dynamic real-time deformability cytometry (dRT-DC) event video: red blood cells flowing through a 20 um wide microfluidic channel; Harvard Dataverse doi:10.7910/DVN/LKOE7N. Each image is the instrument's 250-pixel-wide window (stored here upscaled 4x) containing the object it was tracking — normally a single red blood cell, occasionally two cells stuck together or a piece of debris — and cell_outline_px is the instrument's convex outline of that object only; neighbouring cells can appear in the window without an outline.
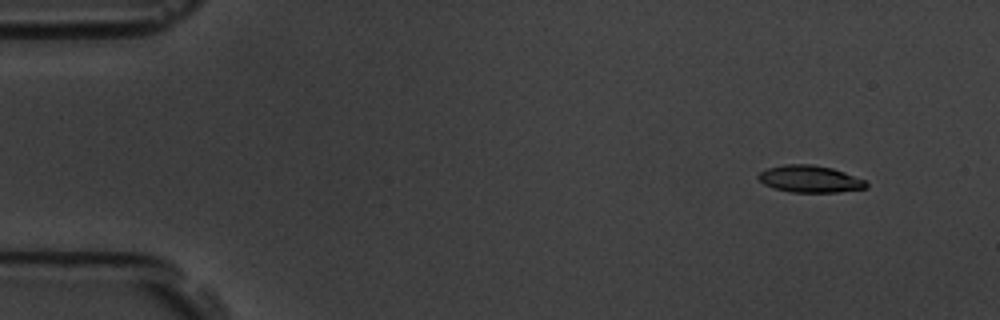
{"species": "common noctule bat (a hibernating species)", "species_latin": "Nyctalus noctula", "temperature_condition": "room temperature", "stored_images_in_passage": 56, "camera_frame_rate_fps": 3000, "um_per_image_px": 0.085, "animal": {"sex": "male", "body_mass_g": 19.5, "forearm_length_mm": 54.6}, "frame": {"image": 1, "passage_image": 4, "time_ms": 1.0, "image_size_px": [1000, 320], "cell_outline_px": [[868, 188], [836, 192], [792, 192], [776, 188], [764, 184], [756, 176], [760, 172], [768, 168], [784, 164], [812, 164], [832, 168], [868, 180]], "centroid_in_image_um": [68.89, 15.2], "position_along_channel_um": 16.1, "area_um2": 16.99}}
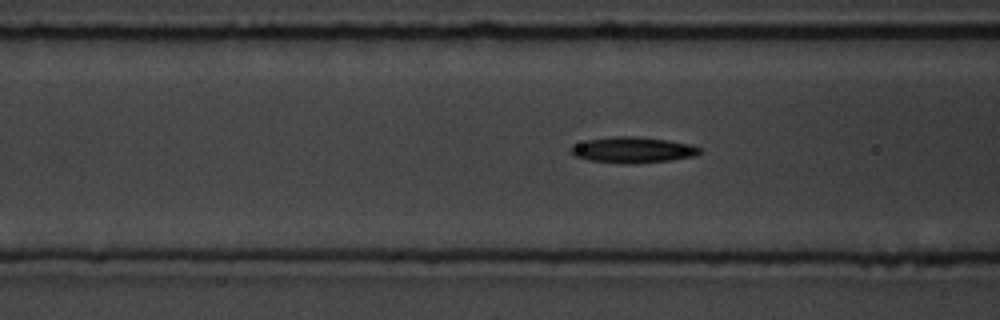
{"frame": {"image": 2, "passage_image": 21, "time_ms": 6.667, "image_size_px": [1000, 320], "cell_outline_px": [[700, 152], [696, 156], [668, 160], [628, 164], [620, 164], [588, 160], [576, 156], [568, 148], [588, 140], [616, 136], [636, 136], [668, 140], [692, 144], [700, 148]], "centroid_in_image_um": [53.81, 12.74], "position_along_channel_um": 112.8, "area_um2": 19.31}}
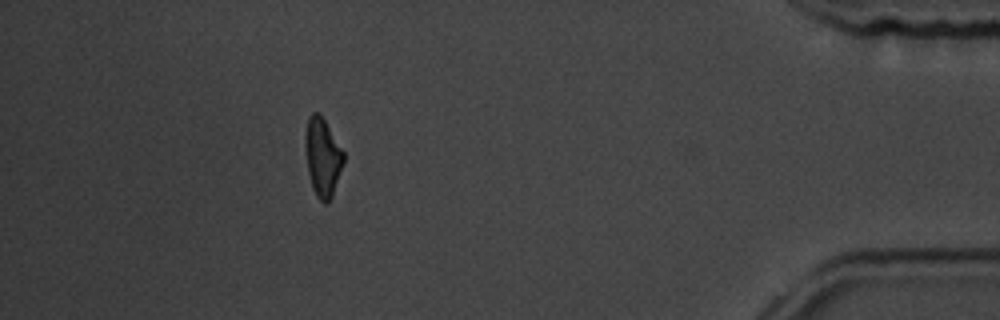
{"frame": {"image": 3, "passage_image": 50, "time_ms": 16.333, "image_size_px": [1000, 320], "cell_outline_px": [[344, 164], [332, 196], [328, 204], [324, 204], [316, 196], [312, 188], [308, 172], [304, 144], [304, 136], [308, 116], [312, 112], [320, 112], [344, 152]], "centroid_in_image_um": [27.41, 13.35], "position_along_channel_um": 407.8, "area_um2": 17.86}, "authors_computed_cell_mechanics": {"area_um2": 18.2359, "velocity_mm_per_s": 3.5984, "shape_relaxation_time_tau1_ms": 3.0049, "shape_relaxation_time_tau2_ms": 5.7701, "deformation_change_tau1": 0.1771, "deformation_change_tau2": 0.1518}}